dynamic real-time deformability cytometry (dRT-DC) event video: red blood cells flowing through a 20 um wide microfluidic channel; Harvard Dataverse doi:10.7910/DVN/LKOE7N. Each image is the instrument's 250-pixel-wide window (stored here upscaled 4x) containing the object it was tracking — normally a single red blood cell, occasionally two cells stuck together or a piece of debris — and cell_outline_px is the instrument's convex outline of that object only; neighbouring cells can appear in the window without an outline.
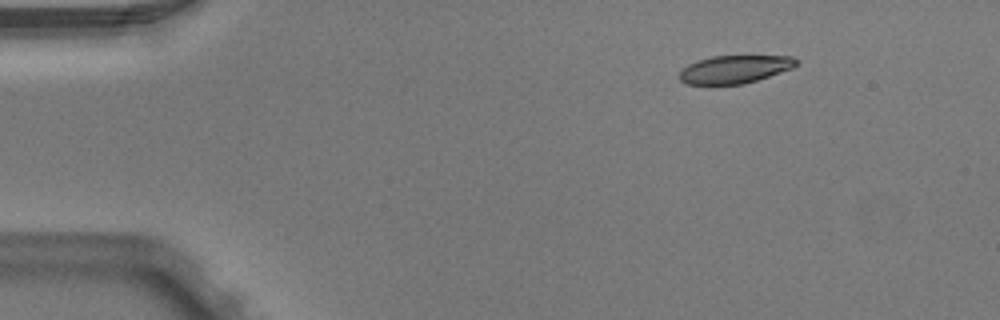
{"species": "Egyptian fruit bat (a non-hibernating species)", "species_latin": "Rousettus aegyptiacus", "temperature_condition": "warm", "stored_images_in_passage": 5, "camera_frame_rate_fps": 3000, "um_per_image_px": 0.085, "animal": {"sex": "male"}, "frame": {"image": 1, "passage_image": 2, "time_ms": 0.333, "image_size_px": [1000, 320], "cell_outline_px": [[800, 60], [792, 68], [744, 84], [688, 84], [680, 80], [676, 76], [688, 64], [712, 56], [792, 56]], "centroid_in_image_um": [62.44, 5.88], "position_along_channel_um": 22.6, "area_um2": 18.84}}
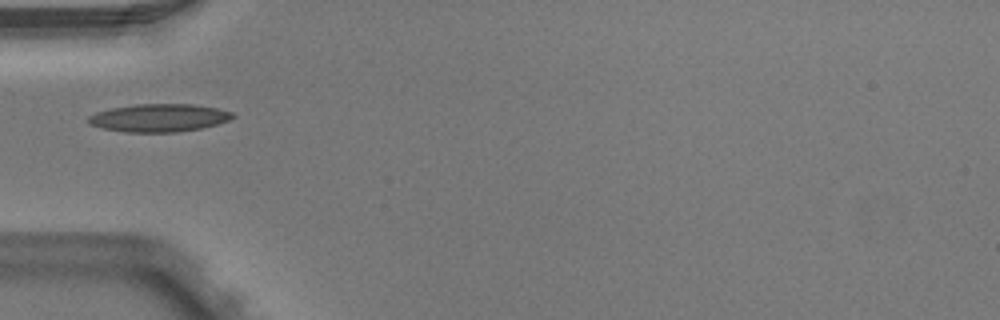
{"frame": {"image": 2, "passage_image": 4, "time_ms": 1.0, "image_size_px": [1000, 320], "cell_outline_px": [[236, 116], [228, 120], [216, 124], [200, 128], [176, 132], [124, 132], [100, 128], [88, 124], [88, 116], [96, 112], [112, 108], [136, 104], [192, 104], [216, 108], [232, 112]], "centroid_in_image_um": [13.47, 10.02], "position_along_channel_um": 71.5, "area_um2": 23.41}}
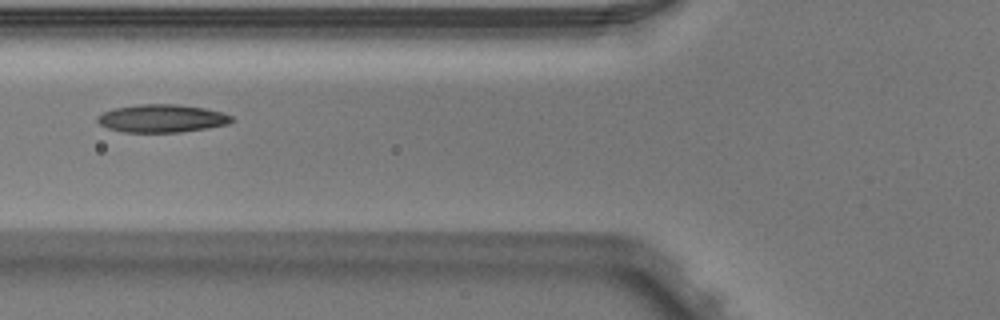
{"frame": {"image": 3, "passage_image": 5, "time_ms": 1.333, "image_size_px": [1000, 320], "cell_outline_px": [[236, 120], [228, 124], [208, 128], [180, 132], [124, 132], [108, 128], [100, 124], [96, 120], [96, 116], [104, 112], [116, 108], [140, 104], [176, 104], [204, 108], [224, 112], [232, 116]], "centroid_in_image_um": [13.8, 10.06], "position_along_channel_um": 112.0, "area_um2": 21.91}}